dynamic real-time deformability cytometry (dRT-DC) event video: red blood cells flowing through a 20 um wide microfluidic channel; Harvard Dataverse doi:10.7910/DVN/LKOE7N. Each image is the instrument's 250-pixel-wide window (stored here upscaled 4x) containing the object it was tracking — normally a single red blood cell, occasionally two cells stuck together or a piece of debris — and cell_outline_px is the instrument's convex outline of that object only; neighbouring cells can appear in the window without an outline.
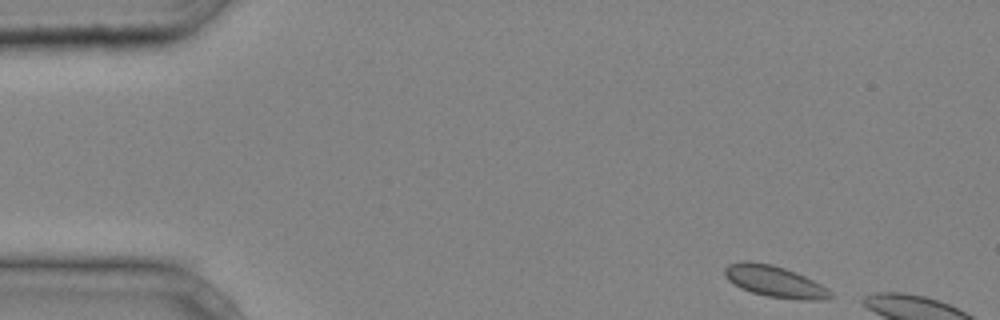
{"species": "common noctule bat (a hibernating species)", "species_latin": "Nyctalus noctula", "temperature_condition": "cold", "stored_images_in_passage": 5, "camera_frame_rate_fps": 3000, "um_per_image_px": 0.085, "animal": {"sex": "male", "body_mass_g": 20.4}, "frame": {"image": 1, "passage_image": 1, "time_ms": 0.0, "image_size_px": [1000, 320], "cell_outline_px": [[836, 296], [824, 300], [800, 300], [768, 296], [752, 292], [740, 288], [728, 280], [724, 276], [724, 268], [728, 264], [744, 260], [748, 260], [772, 264], [796, 272], [828, 288]], "centroid_in_image_um": [65.86, 23.92], "position_along_channel_um": 19.1, "area_um2": 19.54}}